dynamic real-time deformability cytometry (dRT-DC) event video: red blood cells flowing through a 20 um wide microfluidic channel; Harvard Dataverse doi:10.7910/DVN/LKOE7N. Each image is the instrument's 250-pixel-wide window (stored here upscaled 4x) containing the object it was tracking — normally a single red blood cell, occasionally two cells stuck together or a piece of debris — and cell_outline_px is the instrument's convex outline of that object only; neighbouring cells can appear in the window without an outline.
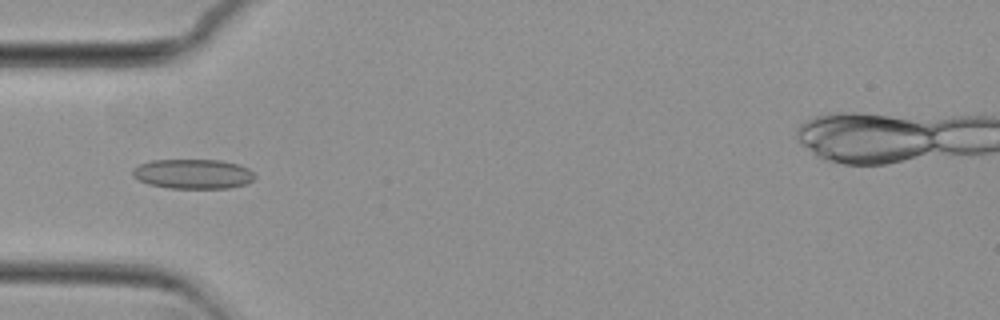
{"species": "common noctule bat (a hibernating species)", "species_latin": "Nyctalus noctula", "temperature_condition": "cold", "stored_images_in_passage": 57, "camera_frame_rate_fps": 3000, "um_per_image_px": 0.085, "animal": {"sex": "female", "body_mass_g": 29.2, "forearm_length_mm": 56.3}, "frame": {"image": 1, "passage_image": 18, "time_ms": 5.667, "image_size_px": [1000, 320], "cell_outline_px": [[256, 176], [248, 184], [228, 188], [168, 188], [148, 184], [132, 176], [132, 168], [140, 164], [152, 160], [220, 160], [240, 164], [248, 168]], "centroid_in_image_um": [16.42, 14.78], "position_along_channel_um": 68.6, "area_um2": 21.27}}
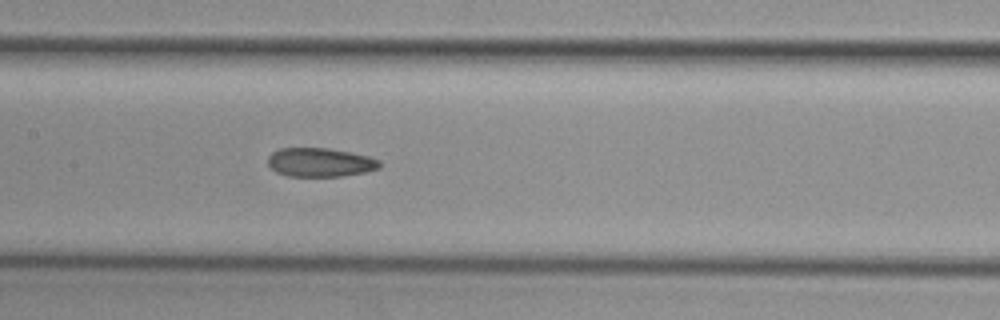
{"frame": {"image": 2, "passage_image": 27, "time_ms": 8.667, "image_size_px": [1000, 320], "cell_outline_px": [[380, 168], [364, 172], [340, 176], [288, 176], [276, 172], [268, 164], [268, 156], [272, 152], [280, 148], [328, 148], [352, 152], [368, 156], [380, 160]], "centroid_in_image_um": [27.2, 13.79], "position_along_channel_um": 180.2, "area_um2": 18.79}}
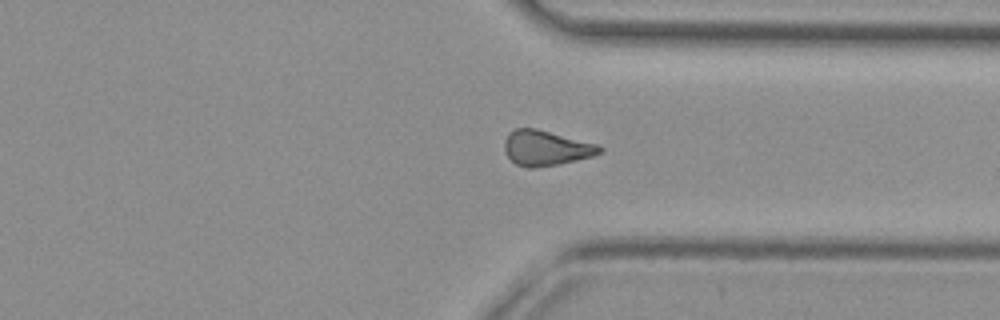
{"frame": {"image": 3, "passage_image": 42, "time_ms": 13.667, "image_size_px": [1000, 320], "cell_outline_px": [[604, 148], [600, 152], [592, 156], [576, 160], [536, 168], [528, 168], [516, 164], [508, 156], [504, 148], [504, 140], [508, 132], [516, 128], [536, 128], [596, 144]], "centroid_in_image_um": [46.36, 12.57], "position_along_channel_um": 365.0, "area_um2": 19.31}, "authors_computed_cell_mechanics": {"area_um2": 19.4786, "velocity_mm_per_s": 3.7074, "shape_relaxation_time_tau1_ms": null, "shape_relaxation_time_tau2_ms": 4.1922, "deformation_change_tau1": null, "deformation_change_tau2": 0.0957}}